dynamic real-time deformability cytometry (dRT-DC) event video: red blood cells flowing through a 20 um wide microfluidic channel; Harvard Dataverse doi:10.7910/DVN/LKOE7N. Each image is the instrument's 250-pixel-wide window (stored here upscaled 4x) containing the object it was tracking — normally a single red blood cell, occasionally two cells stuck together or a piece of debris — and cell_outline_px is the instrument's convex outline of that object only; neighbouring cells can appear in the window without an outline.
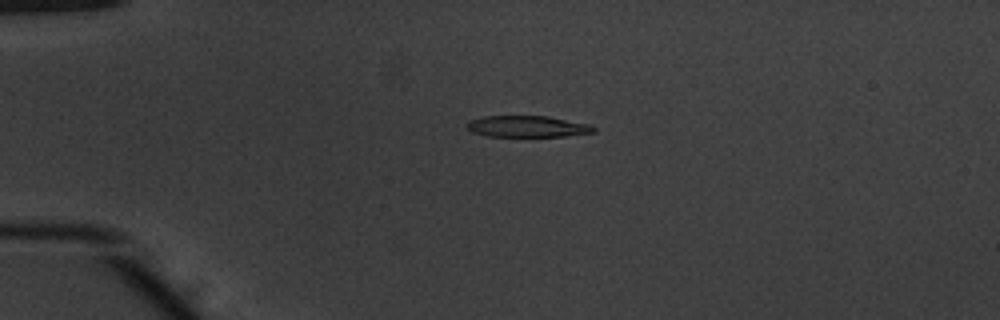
{"species": "common noctule bat (a hibernating species)", "species_latin": "Nyctalus noctula", "temperature_condition": "warm", "stored_images_in_passage": 53, "camera_frame_rate_fps": 3000, "um_per_image_px": 0.085, "animal": {"sex": "male", "body_mass_g": 20.1, "forearm_length_mm": 53.5}, "frame": {"image": 1, "passage_image": 14, "time_ms": 4.333, "image_size_px": [1000, 320], "cell_outline_px": [[596, 132], [564, 136], [488, 136], [472, 132], [464, 124], [468, 120], [484, 116], [548, 116], [592, 124], [596, 128]], "centroid_in_image_um": [44.84, 10.74], "position_along_channel_um": 40.2, "area_um2": 15.95}}
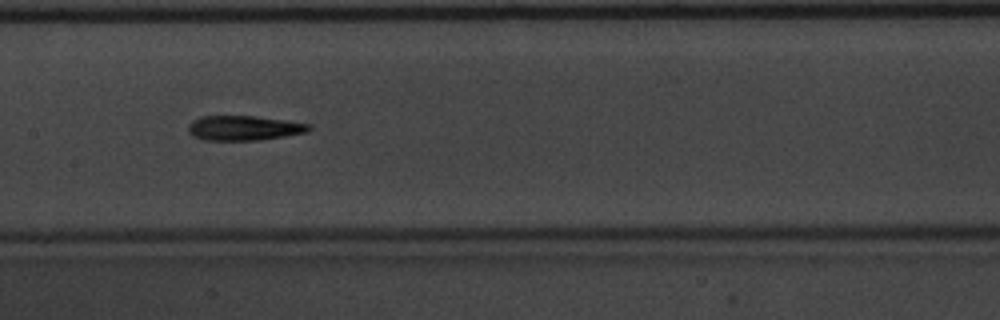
{"frame": {"image": 2, "passage_image": 28, "time_ms": 9.0, "image_size_px": [1000, 320], "cell_outline_px": [[312, 128], [308, 132], [260, 140], [204, 140], [192, 136], [188, 132], [188, 124], [192, 120], [200, 116], [256, 116], [312, 124]], "centroid_in_image_um": [20.72, 10.88], "position_along_channel_um": 186.7, "area_um2": 17.57}}
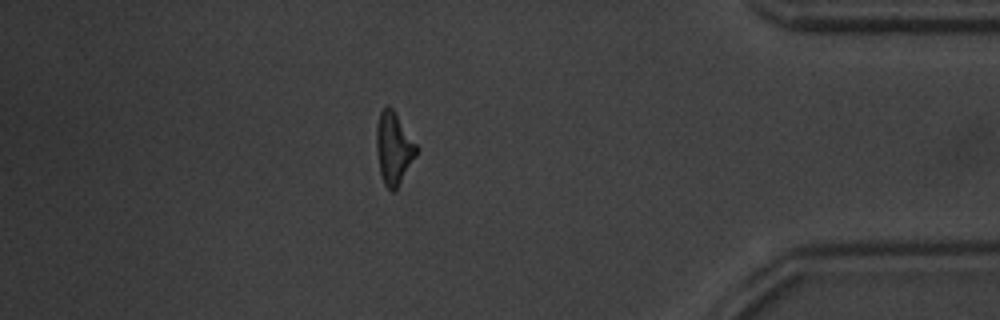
{"frame": {"image": 3, "passage_image": 47, "time_ms": 15.333, "image_size_px": [1000, 320], "cell_outline_px": [[420, 148], [416, 156], [396, 192], [392, 192], [384, 184], [380, 172], [376, 152], [376, 128], [380, 112], [388, 104], [392, 108]], "centroid_in_image_um": [33.48, 12.63], "position_along_channel_um": 401.7, "area_um2": 17.11}, "authors_computed_cell_mechanics": {"area_um2": 16.9932, "velocity_mm_per_s": 3.9142, "shape_relaxation_time_tau1_ms": 4.1975, "shape_relaxation_time_tau2_ms": 10.6444, "deformation_change_tau1": 0.195, "deformation_change_tau2": 0.279}}